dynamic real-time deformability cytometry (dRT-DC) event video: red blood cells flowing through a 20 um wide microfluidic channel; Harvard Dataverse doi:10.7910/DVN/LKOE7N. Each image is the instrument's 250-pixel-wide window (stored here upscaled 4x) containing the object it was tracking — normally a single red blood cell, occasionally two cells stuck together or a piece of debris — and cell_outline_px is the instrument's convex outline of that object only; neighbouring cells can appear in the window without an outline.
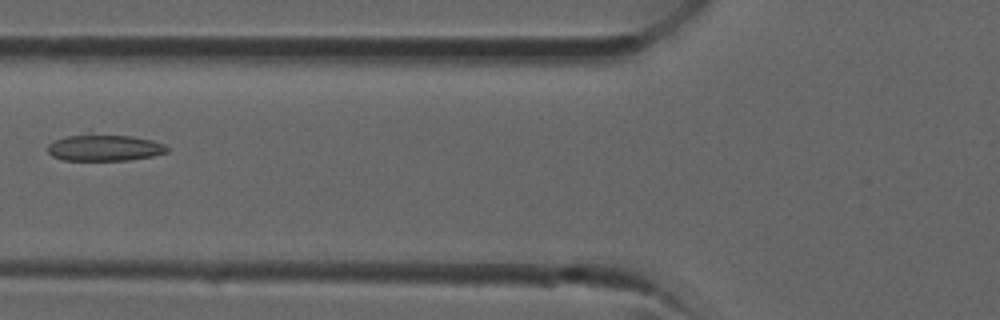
{"species": "common noctule bat (a hibernating species)", "species_latin": "Nyctalus noctula", "temperature_condition": "room temperature", "stored_images_in_passage": 36, "camera_frame_rate_fps": 3000, "um_per_image_px": 0.085, "animal": {"sex": "male", "forearm_length_mm": 52.5}, "frame": {"image": 1, "passage_image": 14, "time_ms": 4.333, "image_size_px": [1000, 320], "cell_outline_px": [[168, 152], [152, 156], [128, 160], [64, 160], [52, 156], [48, 152], [48, 144], [56, 140], [68, 136], [92, 132], [132, 136], [152, 140], [164, 144], [168, 148]], "centroid_in_image_um": [8.88, 12.53], "position_along_channel_um": 116.9, "area_um2": 18.73}}
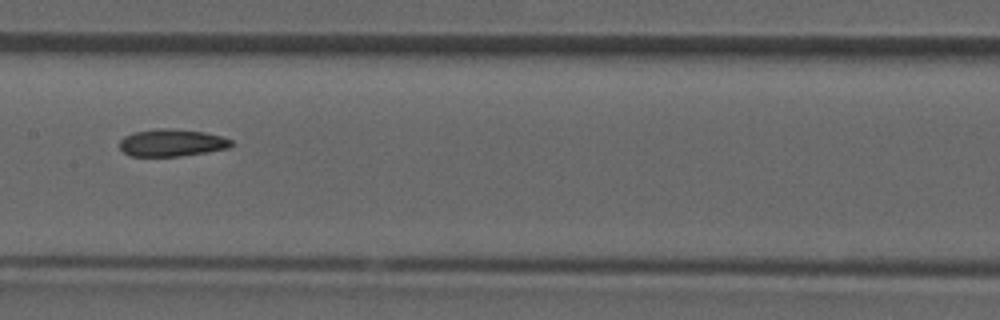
{"frame": {"image": 2, "passage_image": 18, "time_ms": 5.667, "image_size_px": [1000, 320], "cell_outline_px": [[232, 144], [228, 148], [180, 156], [132, 156], [124, 152], [120, 148], [120, 140], [124, 136], [132, 132], [156, 128], [168, 128], [204, 132], [220, 136], [232, 140]], "centroid_in_image_um": [14.56, 12.12], "position_along_channel_um": 192.8, "area_um2": 17.63}}
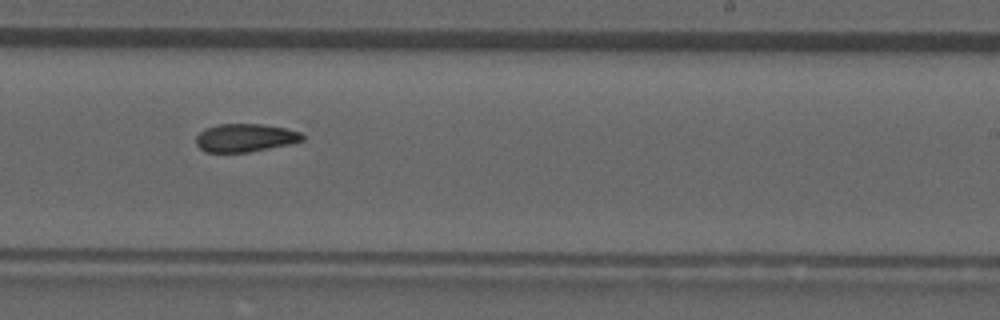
{"frame": {"image": 3, "passage_image": 22, "time_ms": 7.0, "image_size_px": [1000, 320], "cell_outline_px": [[304, 140], [288, 144], [248, 152], [204, 152], [196, 144], [196, 136], [204, 128], [216, 124], [264, 124], [284, 128], [300, 132], [304, 136]], "centroid_in_image_um": [20.8, 11.7], "position_along_channel_um": 268.2, "area_um2": 17.4}}